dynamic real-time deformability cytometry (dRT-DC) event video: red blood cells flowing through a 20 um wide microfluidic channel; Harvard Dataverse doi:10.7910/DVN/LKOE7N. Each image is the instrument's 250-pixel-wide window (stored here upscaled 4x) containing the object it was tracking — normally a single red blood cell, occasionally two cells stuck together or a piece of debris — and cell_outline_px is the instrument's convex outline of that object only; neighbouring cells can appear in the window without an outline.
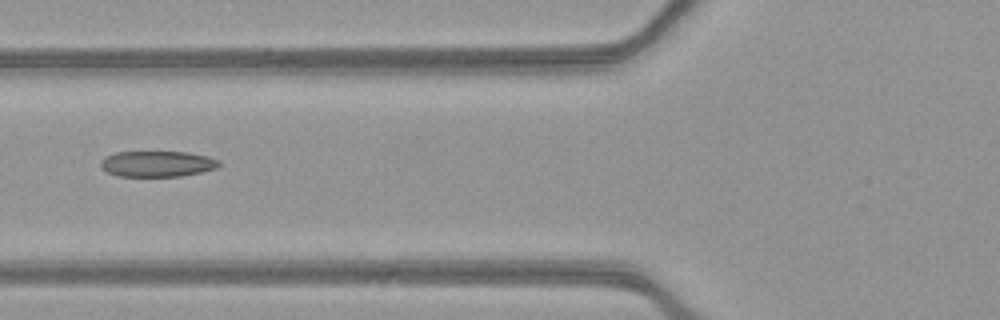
{"species": "common noctule bat (a hibernating species)", "species_latin": "Nyctalus noctula", "temperature_condition": "warm", "stored_images_in_passage": 11, "camera_frame_rate_fps": 3000, "um_per_image_px": 0.085, "animal": {"sex": "female", "body_mass_g": 21.9}, "frame": {"image": 1, "passage_image": 5, "time_ms": 1.333, "image_size_px": [1000, 320], "cell_outline_px": [[220, 164], [216, 168], [200, 172], [180, 176], [116, 176], [100, 168], [100, 160], [104, 156], [116, 152], [188, 152], [208, 156], [220, 160]], "centroid_in_image_um": [13.33, 13.92], "position_along_channel_um": 112.5, "area_um2": 17.92}}
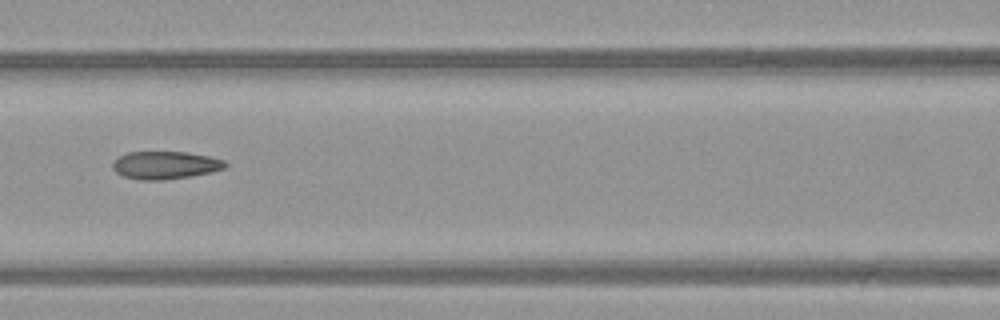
{"frame": {"image": 2, "passage_image": 8, "time_ms": 2.333, "image_size_px": [1000, 320], "cell_outline_px": [[228, 164], [224, 168], [212, 172], [192, 176], [164, 180], [140, 180], [124, 176], [116, 172], [112, 168], [112, 164], [120, 156], [128, 152], [188, 152], [208, 156], [224, 160]], "centroid_in_image_um": [14.07, 14.04], "position_along_channel_um": 152.5, "area_um2": 18.21}}